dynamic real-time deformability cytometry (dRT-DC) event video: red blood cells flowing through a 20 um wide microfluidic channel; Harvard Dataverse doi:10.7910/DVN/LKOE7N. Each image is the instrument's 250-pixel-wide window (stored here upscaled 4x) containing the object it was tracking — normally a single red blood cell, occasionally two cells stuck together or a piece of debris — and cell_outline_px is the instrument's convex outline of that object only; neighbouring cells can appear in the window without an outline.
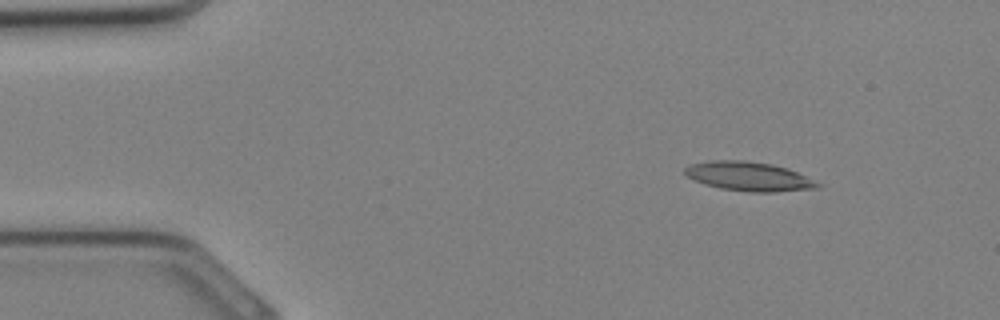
{"species": "Egyptian fruit bat (a non-hibernating species)", "species_latin": "Rousettus aegyptiacus", "temperature_condition": "cold", "stored_images_in_passage": 33, "camera_frame_rate_fps": 3000, "um_per_image_px": 0.085, "animal": {"sex": "female"}, "frame": {"image": 1, "passage_image": 4, "time_ms": 1.0, "image_size_px": [1000, 320], "cell_outline_px": [[824, 184], [820, 188], [776, 192], [752, 192], [720, 188], [704, 184], [688, 176], [684, 172], [684, 168], [688, 164], [708, 160], [744, 160], [772, 164], [788, 168]], "centroid_in_image_um": [63.68, 14.99], "position_along_channel_um": 21.3, "area_um2": 22.77}}
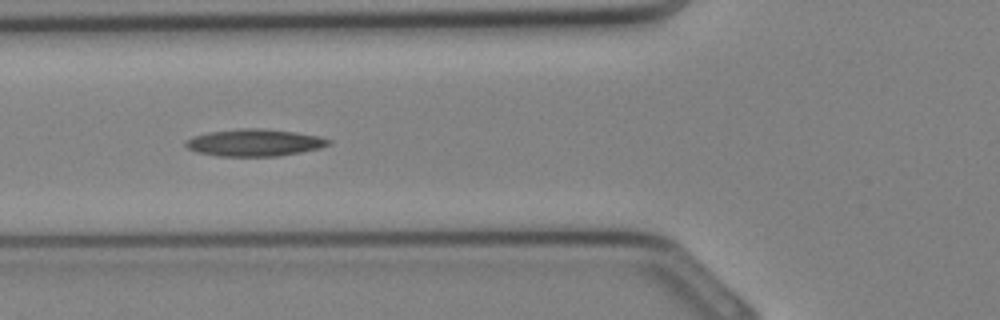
{"frame": {"image": 2, "passage_image": 12, "time_ms": 3.667, "image_size_px": [1000, 320], "cell_outline_px": [[332, 144], [320, 148], [280, 156], [220, 156], [196, 152], [188, 148], [184, 144], [184, 140], [192, 136], [208, 132], [240, 128], [256, 128], [292, 132], [320, 136], [332, 140]], "centroid_in_image_um": [21.61, 12.12], "position_along_channel_um": 104.2, "area_um2": 22.6}}
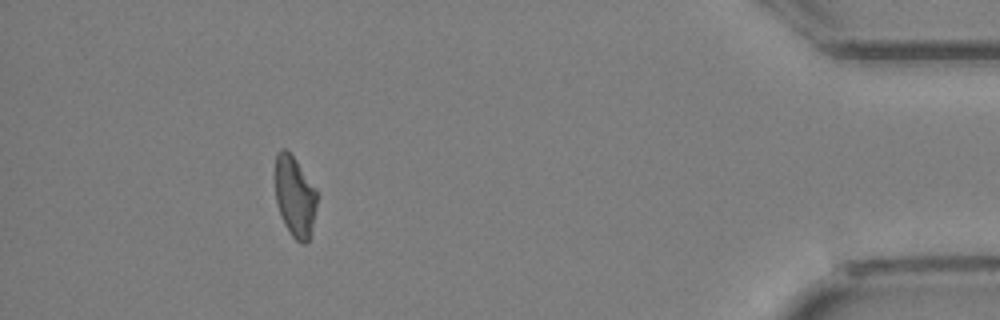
{"frame": {"image": 3, "passage_image": 30, "time_ms": 9.667, "image_size_px": [1000, 320], "cell_outline_px": [[320, 196], [308, 240], [304, 244], [300, 244], [292, 236], [284, 224], [280, 216], [276, 204], [276, 152], [280, 148], [284, 148], [296, 160], [316, 188]], "centroid_in_image_um": [25.08, 16.71], "position_along_channel_um": 410.1, "area_um2": 19.88}}